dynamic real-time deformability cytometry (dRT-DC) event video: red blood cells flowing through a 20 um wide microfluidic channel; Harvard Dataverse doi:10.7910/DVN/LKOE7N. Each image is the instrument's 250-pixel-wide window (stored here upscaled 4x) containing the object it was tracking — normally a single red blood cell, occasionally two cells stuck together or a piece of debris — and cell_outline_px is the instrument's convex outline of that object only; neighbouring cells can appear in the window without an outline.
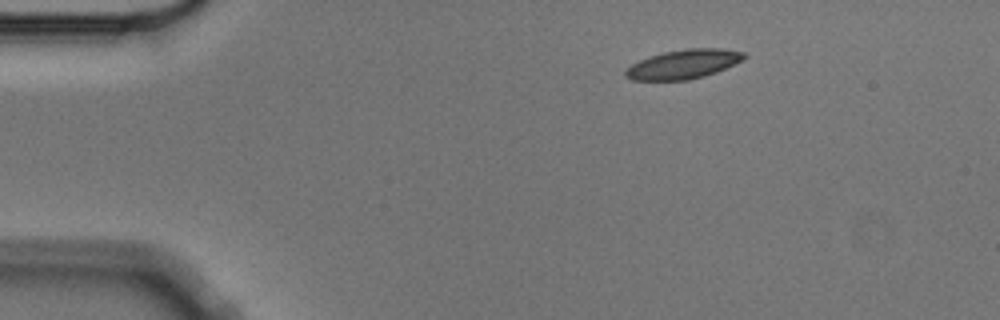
{"species": "Egyptian fruit bat (a non-hibernating species)", "species_latin": "Rousettus aegyptiacus", "temperature_condition": "cold", "stored_images_in_passage": 6, "camera_frame_rate_fps": 3000, "um_per_image_px": 0.085, "animal": {"sex": "male"}, "frame": {"image": 1, "passage_image": 6, "time_ms": 1.667, "image_size_px": [1000, 320], "cell_outline_px": [[748, 56], [744, 60], [716, 72], [704, 76], [688, 80], [632, 80], [624, 76], [624, 72], [632, 64], [640, 60], [664, 52], [684, 48], [720, 48], [744, 52]], "centroid_in_image_um": [58.13, 5.45], "position_along_channel_um": 26.9, "area_um2": 20.17}}